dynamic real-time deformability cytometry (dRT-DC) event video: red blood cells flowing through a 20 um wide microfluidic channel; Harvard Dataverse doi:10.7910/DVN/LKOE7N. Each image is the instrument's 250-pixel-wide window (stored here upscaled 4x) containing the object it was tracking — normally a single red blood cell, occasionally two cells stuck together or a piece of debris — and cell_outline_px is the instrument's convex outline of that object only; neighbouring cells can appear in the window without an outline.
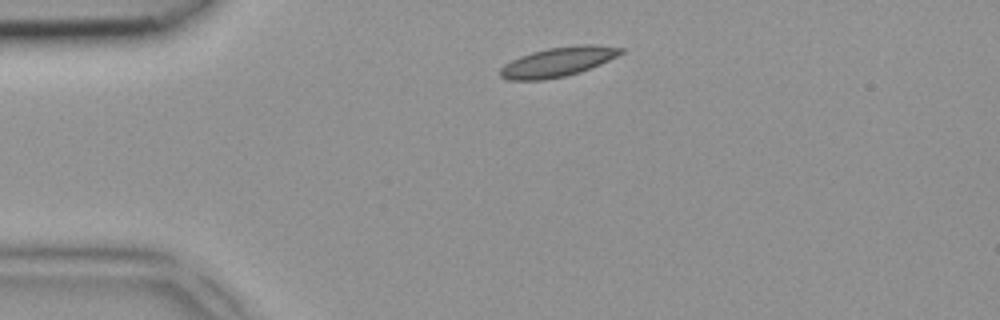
{"species": "common noctule bat (a hibernating species)", "species_latin": "Nyctalus noctula", "temperature_condition": "room temperature", "stored_images_in_passage": 2, "camera_frame_rate_fps": 3000, "um_per_image_px": 0.085, "animal": {"sex": "female", "body_mass_g": 18.4}, "frame": {"image": 1, "passage_image": 1, "time_ms": 0.0, "image_size_px": [1000, 320], "cell_outline_px": [[624, 52], [600, 64], [580, 72], [564, 76], [544, 80], [508, 80], [500, 76], [500, 68], [504, 64], [520, 56], [532, 52], [548, 48], [580, 44], [596, 44], [624, 48]], "centroid_in_image_um": [47.42, 5.25], "position_along_channel_um": 37.6, "area_um2": 20.69}}